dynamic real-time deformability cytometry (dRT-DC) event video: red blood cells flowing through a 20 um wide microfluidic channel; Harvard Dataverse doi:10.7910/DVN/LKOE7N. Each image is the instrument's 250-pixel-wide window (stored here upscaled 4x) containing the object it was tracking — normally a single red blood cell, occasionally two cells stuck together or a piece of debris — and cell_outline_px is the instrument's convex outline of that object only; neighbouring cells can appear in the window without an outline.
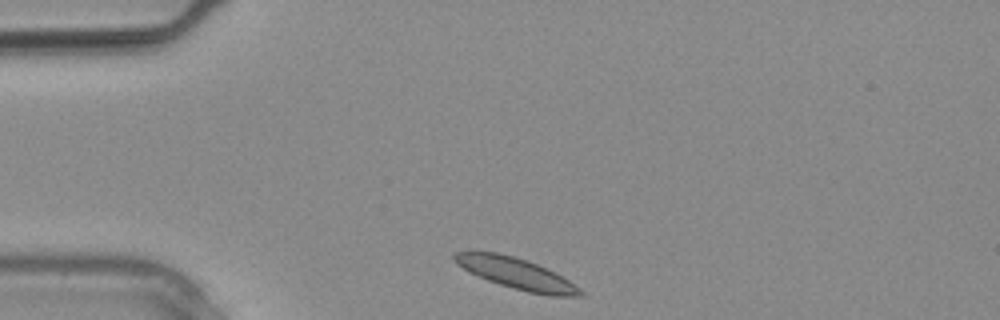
{"species": "common noctule bat (a hibernating species)", "species_latin": "Nyctalus noctula", "temperature_condition": "warm", "stored_images_in_passage": 3, "segment_of_instrument_passage": [2, 2], "camera_frame_rate_fps": 3000, "um_per_image_px": 0.085, "animal": {"sex": "male", "body_mass_g": 20.4}, "frame": {"image": 1, "passage_image": 3, "time_ms": 0.667, "image_size_px": [1000, 320], "cell_outline_px": [[584, 296], [548, 296], [528, 292], [500, 284], [488, 280], [468, 272], [456, 264], [452, 260], [452, 252], [496, 252], [512, 256], [548, 268], [556, 272], [580, 288], [584, 292]], "centroid_in_image_um": [43.88, 23.25], "position_along_channel_um": 41.1, "area_um2": 22.72}}